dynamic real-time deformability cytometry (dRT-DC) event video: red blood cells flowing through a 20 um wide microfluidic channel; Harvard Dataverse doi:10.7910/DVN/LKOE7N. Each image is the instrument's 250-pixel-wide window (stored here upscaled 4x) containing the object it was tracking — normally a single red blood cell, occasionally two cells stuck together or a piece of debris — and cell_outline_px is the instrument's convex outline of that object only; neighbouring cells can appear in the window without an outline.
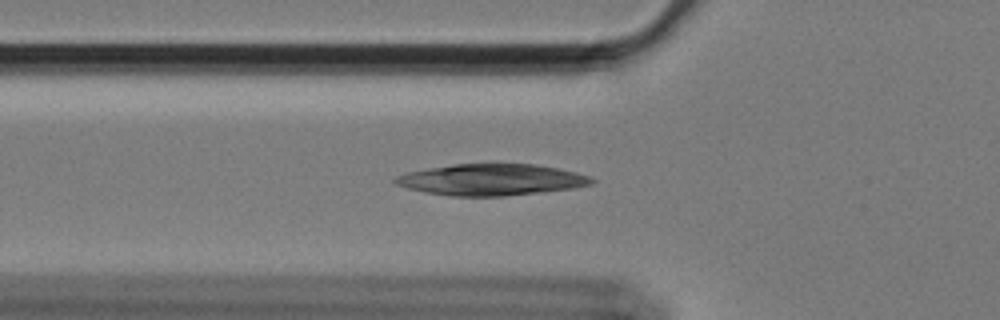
{"species": "Egyptian fruit bat (a non-hibernating species)", "species_latin": "Rousettus aegyptiacus", "temperature_condition": "cold", "stored_images_in_passage": 30, "camera_frame_rate_fps": 3000, "um_per_image_px": 0.085, "animal": {"sex": "female"}, "frame": {"image": 1, "passage_image": 19, "time_ms": 6.0, "image_size_px": [1000, 320], "cell_outline_px": [[596, 180], [592, 184], [572, 188], [540, 192], [504, 196], [452, 196], [424, 192], [408, 188], [396, 184], [392, 180], [396, 176], [408, 172], [452, 164], [492, 160], [536, 164], [576, 172], [592, 176]], "centroid_in_image_um": [41.79, 15.23], "position_along_channel_um": 84.0, "area_um2": 36.99}}
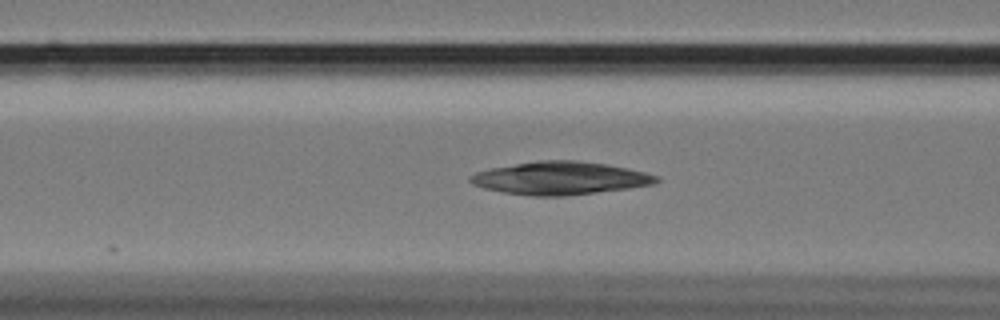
{"frame": {"image": 2, "passage_image": 22, "time_ms": 7.0, "image_size_px": [1000, 320], "cell_outline_px": [[660, 180], [652, 184], [628, 188], [564, 196], [532, 196], [504, 192], [484, 188], [472, 184], [468, 180], [468, 176], [476, 172], [492, 168], [540, 160], [576, 160], [604, 164], [628, 168], [644, 172], [656, 176]], "centroid_in_image_um": [47.58, 15.14], "position_along_channel_um": 119.0, "area_um2": 35.32}}
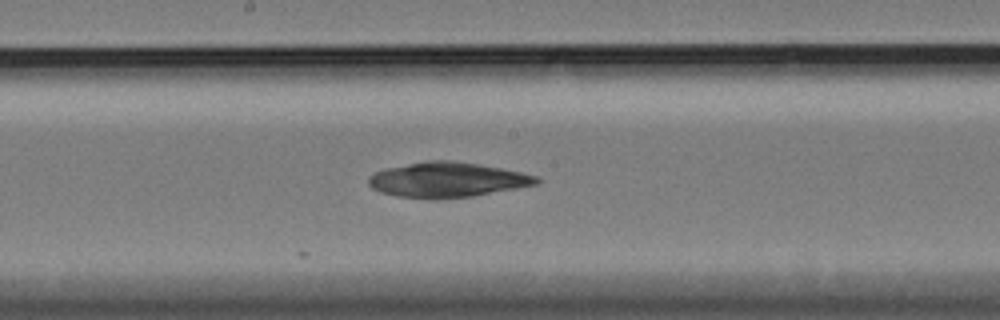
{"frame": {"image": 3, "passage_image": 30, "time_ms": 9.667, "image_size_px": [1000, 320], "cell_outline_px": [[540, 184], [472, 196], [436, 200], [432, 200], [396, 196], [380, 192], [372, 188], [368, 184], [368, 176], [384, 168], [428, 160], [452, 160], [500, 168], [520, 172], [536, 176], [540, 180]], "centroid_in_image_um": [37.97, 15.29], "position_along_channel_um": 210.2, "area_um2": 34.45}}